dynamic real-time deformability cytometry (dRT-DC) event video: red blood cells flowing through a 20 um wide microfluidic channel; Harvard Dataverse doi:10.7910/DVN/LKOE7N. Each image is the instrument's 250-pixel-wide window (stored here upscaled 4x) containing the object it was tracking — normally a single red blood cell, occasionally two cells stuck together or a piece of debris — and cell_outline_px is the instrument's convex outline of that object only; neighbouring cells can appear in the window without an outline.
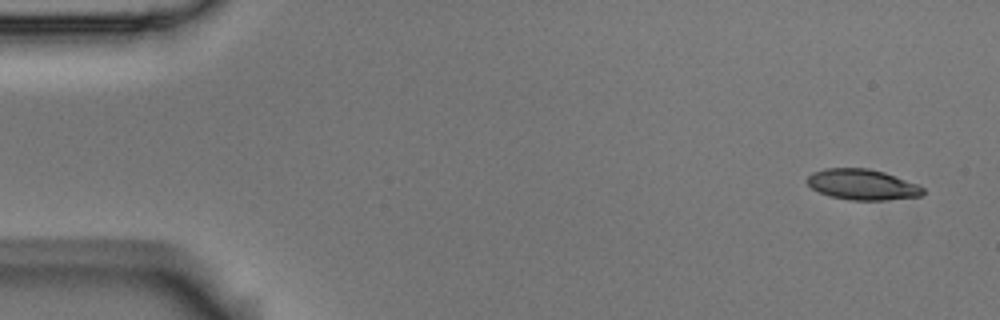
{"species": "Egyptian fruit bat (a non-hibernating species)", "species_latin": "Rousettus aegyptiacus", "temperature_condition": "room temperature", "stored_images_in_passage": 5, "camera_frame_rate_fps": 3000, "um_per_image_px": 0.085, "animal": {"sex": "male"}, "frame": {"image": 1, "passage_image": 1, "time_ms": 0.0, "image_size_px": [1000, 320], "cell_outline_px": [[924, 196], [884, 200], [848, 200], [832, 196], [820, 192], [812, 188], [804, 180], [812, 172], [824, 168], [868, 168], [884, 172], [920, 184], [924, 188]], "centroid_in_image_um": [73.33, 15.68], "position_along_channel_um": 11.7, "area_um2": 20.92}}
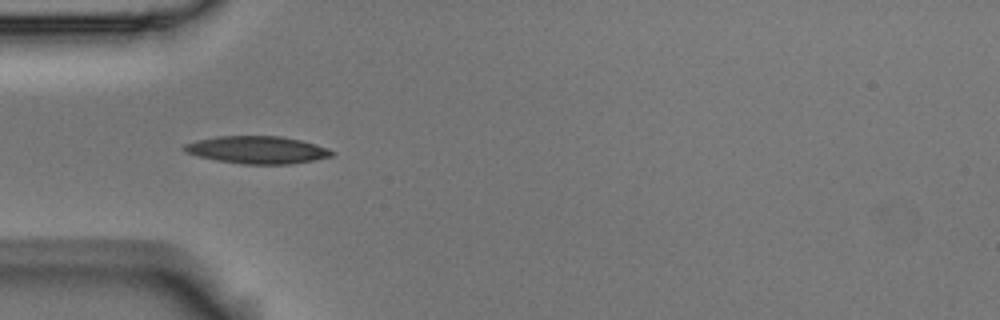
{"frame": {"image": 2, "passage_image": 4, "time_ms": 1.0, "image_size_px": [1000, 320], "cell_outline_px": [[336, 152], [332, 156], [312, 160], [288, 164], [240, 164], [216, 160], [184, 152], [180, 148], [184, 144], [196, 140], [216, 136], [284, 136], [316, 144], [328, 148]], "centroid_in_image_um": [21.84, 12.73], "position_along_channel_um": 63.2, "area_um2": 23.76}}
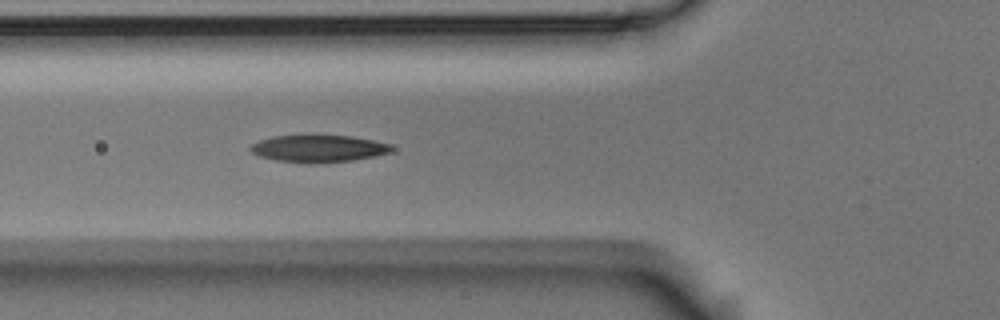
{"frame": {"image": 3, "passage_image": 5, "time_ms": 1.333, "image_size_px": [1000, 320], "cell_outline_px": [[392, 148], [388, 152], [376, 156], [352, 160], [276, 160], [260, 156], [252, 152], [248, 148], [252, 144], [260, 140], [272, 136], [300, 132], [312, 132], [352, 136], [372, 140], [388, 144]], "centroid_in_image_um": [27.0, 12.51], "position_along_channel_um": 98.8, "area_um2": 22.2}}